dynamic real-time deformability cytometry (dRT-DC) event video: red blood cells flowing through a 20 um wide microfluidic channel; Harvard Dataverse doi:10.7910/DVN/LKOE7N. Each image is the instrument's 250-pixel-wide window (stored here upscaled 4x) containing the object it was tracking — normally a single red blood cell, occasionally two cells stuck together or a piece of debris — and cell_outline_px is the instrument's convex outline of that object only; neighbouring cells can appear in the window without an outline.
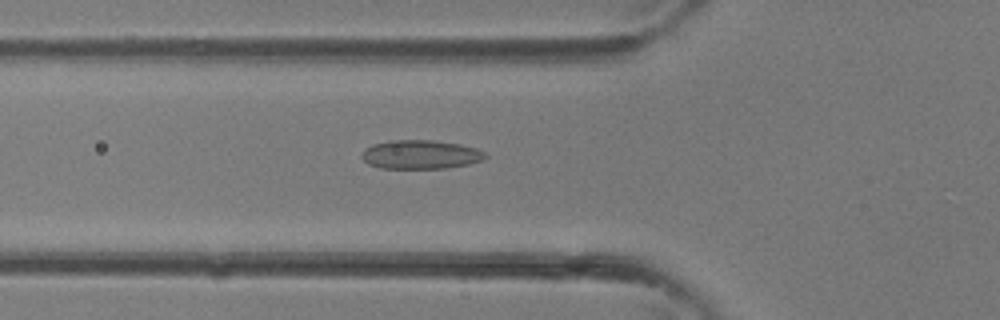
{"species": "common noctule bat (a hibernating species)", "species_latin": "Nyctalus noctula", "temperature_condition": "room temperature", "stored_images_in_passage": 23, "camera_frame_rate_fps": 3000, "um_per_image_px": 0.085, "animal": {"sex": "female"}, "frame": {"image": 1, "passage_image": 13, "time_ms": 4.0, "image_size_px": [1000, 320], "cell_outline_px": [[488, 156], [480, 160], [468, 164], [444, 168], [380, 168], [368, 164], [360, 156], [360, 152], [364, 148], [372, 144], [388, 140], [432, 140], [460, 144], [476, 148], [484, 152]], "centroid_in_image_um": [35.68, 13.12], "position_along_channel_um": 90.1, "area_um2": 20.87}}
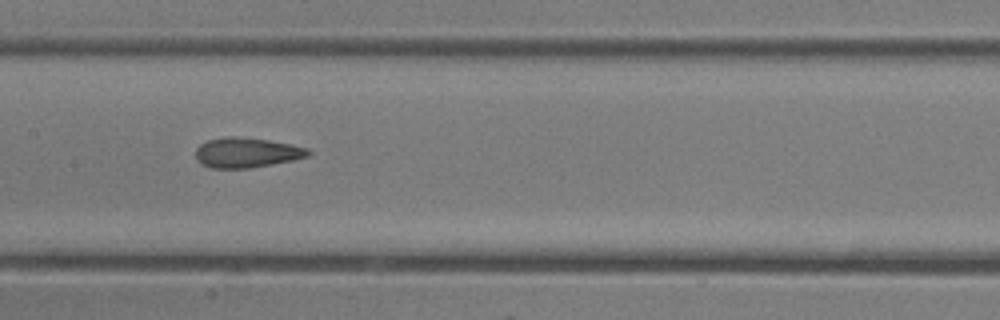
{"frame": {"image": 2, "passage_image": 18, "time_ms": 5.667, "image_size_px": [1000, 320], "cell_outline_px": [[312, 152], [308, 156], [292, 160], [248, 168], [212, 168], [200, 164], [196, 160], [196, 148], [200, 144], [208, 140], [224, 136], [236, 136], [268, 140], [308, 148]], "centroid_in_image_um": [20.92, 12.97], "position_along_channel_um": 186.5, "area_um2": 19.59}}
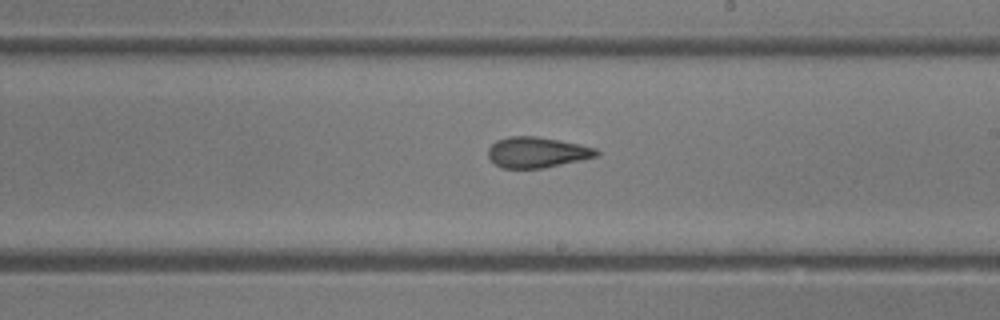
{"frame": {"image": 3, "passage_image": 21, "time_ms": 6.667, "image_size_px": [1000, 320], "cell_outline_px": [[600, 156], [544, 168], [500, 168], [488, 156], [488, 148], [496, 140], [508, 136], [536, 136], [560, 140], [580, 144], [596, 148], [600, 152]], "centroid_in_image_um": [45.67, 12.94], "position_along_channel_um": 243.3, "area_um2": 19.54}}